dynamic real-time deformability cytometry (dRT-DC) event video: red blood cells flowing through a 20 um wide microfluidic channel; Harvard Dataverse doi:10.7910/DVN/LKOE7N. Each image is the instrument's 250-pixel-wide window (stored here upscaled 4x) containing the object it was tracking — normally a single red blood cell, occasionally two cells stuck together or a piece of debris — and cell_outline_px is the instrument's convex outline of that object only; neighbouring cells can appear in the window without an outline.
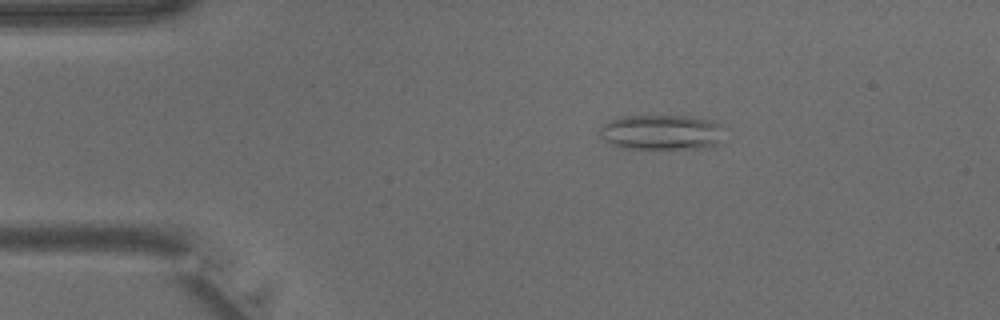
{"species": "common noctule bat (a hibernating species)", "species_latin": "Nyctalus noctula", "temperature_condition": "warm", "stored_images_in_passage": 35, "camera_frame_rate_fps": 3000, "um_per_image_px": 0.085, "animal": {"sex": "male", "body_mass_g": 15.6}, "frame": {"image": 1, "passage_image": 1, "time_ms": 0.0, "image_size_px": [1000, 320], "cell_outline_px": [[720, 124], [716, 144], [704, 148], [620, 148], [604, 140], [600, 136], [600, 128], [604, 124], [612, 120], [624, 116], [688, 116], [712, 120]], "centroid_in_image_um": [56.15, 11.24], "position_along_channel_um": 28.8, "area_um2": 24.91}}
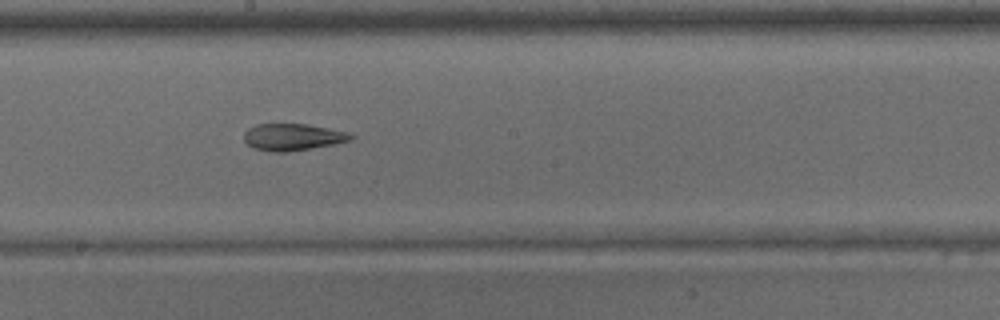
{"frame": {"image": 2, "passage_image": 16, "time_ms": 5.0, "image_size_px": [1000, 320], "cell_outline_px": [[356, 136], [352, 140], [332, 144], [288, 152], [272, 152], [252, 148], [244, 140], [244, 132], [248, 128], [256, 124], [308, 124], [348, 132]], "centroid_in_image_um": [24.87, 11.65], "position_along_channel_um": 223.3, "area_um2": 16.76}}
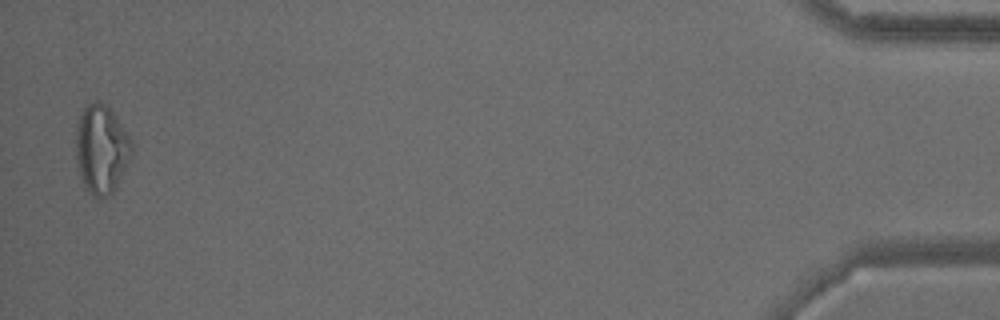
{"frame": {"image": 3, "passage_image": 34, "time_ms": 11.0, "image_size_px": [1000, 320], "cell_outline_px": [[132, 148], [116, 188], [112, 192], [100, 200], [96, 200], [84, 188], [76, 156], [76, 132], [80, 116], [84, 108], [88, 104], [96, 100], [100, 100], [108, 104], [132, 140]], "centroid_in_image_um": [8.61, 12.67], "position_along_channel_um": 426.6, "area_um2": 28.73}}